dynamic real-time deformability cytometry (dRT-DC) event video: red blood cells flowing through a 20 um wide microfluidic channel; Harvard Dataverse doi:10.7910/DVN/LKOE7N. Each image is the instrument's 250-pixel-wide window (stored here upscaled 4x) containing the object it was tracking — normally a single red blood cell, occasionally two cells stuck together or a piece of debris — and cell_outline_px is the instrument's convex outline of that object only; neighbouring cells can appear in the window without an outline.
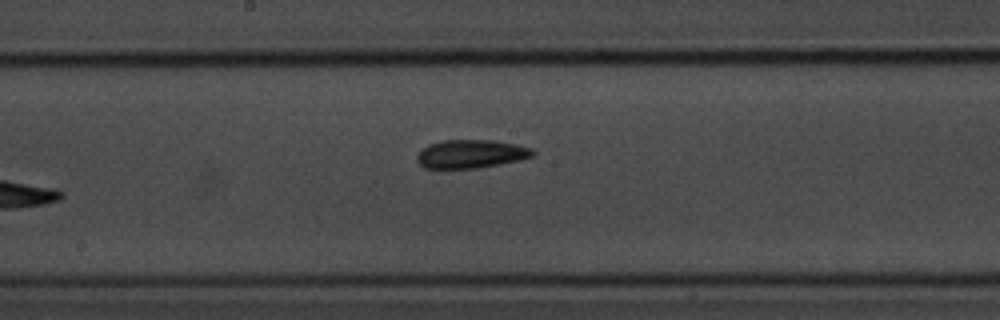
{"species": "common noctule bat (a hibernating species)", "species_latin": "Nyctalus noctula", "temperature_condition": "room temperature", "stored_images_in_passage": 24, "camera_frame_rate_fps": 3000, "um_per_image_px": 0.085, "animal": {"sex": "male", "body_mass_g": 20.1, "forearm_length_mm": 53.5}, "frame": {"image": 1, "passage_image": 11, "time_ms": 3.333, "image_size_px": [1000, 320], "cell_outline_px": [[536, 152], [532, 156], [516, 160], [476, 168], [424, 168], [416, 160], [416, 156], [420, 148], [428, 144], [444, 140], [492, 140], [516, 144], [532, 148]], "centroid_in_image_um": [39.97, 13.07], "position_along_channel_um": 208.2, "area_um2": 19.07}}